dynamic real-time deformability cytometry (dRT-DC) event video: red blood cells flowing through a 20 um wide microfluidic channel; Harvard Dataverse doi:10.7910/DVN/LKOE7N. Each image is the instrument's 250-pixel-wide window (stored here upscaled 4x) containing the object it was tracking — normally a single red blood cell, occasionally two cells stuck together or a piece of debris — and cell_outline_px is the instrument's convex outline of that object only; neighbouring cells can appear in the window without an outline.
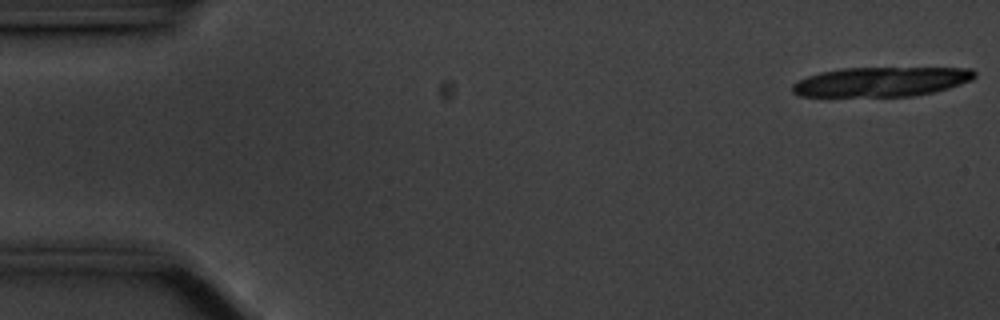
{"species": "common noctule bat (a hibernating species)", "species_latin": "Nyctalus noctula", "temperature_condition": "cold", "stored_images_in_passage": 17, "camera_frame_rate_fps": 3000, "um_per_image_px": 0.085, "animal": {"sex": "male", "body_mass_g": 20.1, "forearm_length_mm": 53.5}, "frame": {"image": 1, "passage_image": 1, "time_ms": 0.0, "image_size_px": [1000, 320], "cell_outline_px": [[976, 76], [972, 80], [936, 92], [912, 96], [800, 96], [792, 92], [792, 84], [808, 76], [820, 72], [844, 68], [972, 68], [976, 72]], "centroid_in_image_um": [74.94, 6.95], "position_along_channel_um": 10.1, "area_um2": 31.33}}